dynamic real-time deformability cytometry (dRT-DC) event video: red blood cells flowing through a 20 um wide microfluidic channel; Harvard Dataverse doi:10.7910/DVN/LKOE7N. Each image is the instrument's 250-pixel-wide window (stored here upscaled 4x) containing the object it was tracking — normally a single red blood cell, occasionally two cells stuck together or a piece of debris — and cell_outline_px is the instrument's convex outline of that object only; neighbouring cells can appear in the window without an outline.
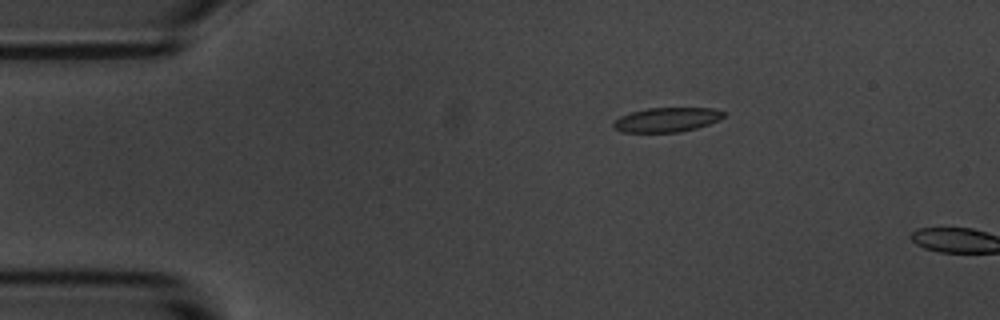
{"species": "common noctule bat (a hibernating species)", "species_latin": "Nyctalus noctula", "temperature_condition": "room temperature", "stored_images_in_passage": 4, "camera_frame_rate_fps": 3000, "um_per_image_px": 0.085, "animal": {"sex": "male", "body_mass_g": 20.1, "forearm_length_mm": 53.5}, "frame": {"image": 1, "passage_image": 3, "time_ms": 2.333, "image_size_px": [1000, 320], "cell_outline_px": [[728, 112], [720, 120], [696, 128], [680, 132], [620, 132], [612, 128], [612, 124], [620, 116], [632, 112], [648, 108], [712, 108]], "centroid_in_image_um": [56.69, 10.18], "position_along_channel_um": 28.3, "area_um2": 15.78}}